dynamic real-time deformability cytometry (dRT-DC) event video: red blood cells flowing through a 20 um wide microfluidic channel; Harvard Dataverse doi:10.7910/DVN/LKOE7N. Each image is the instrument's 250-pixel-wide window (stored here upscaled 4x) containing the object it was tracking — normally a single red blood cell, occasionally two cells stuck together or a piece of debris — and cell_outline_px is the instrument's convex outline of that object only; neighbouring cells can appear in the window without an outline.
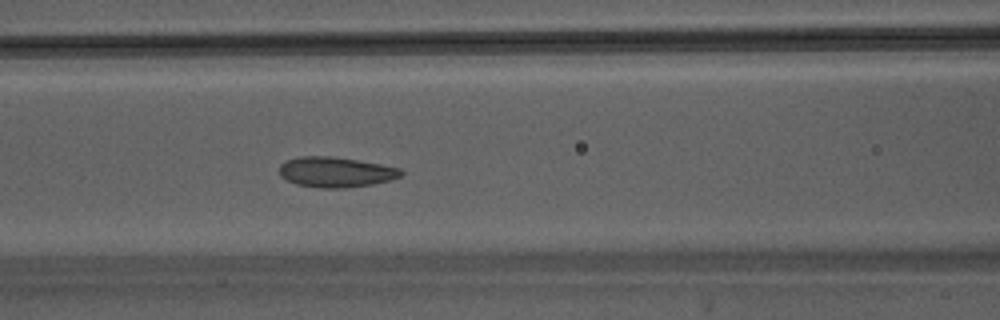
{"species": "Egyptian fruit bat (a non-hibernating species)", "species_latin": "Rousettus aegyptiacus", "temperature_condition": "warm", "stored_images_in_passage": 46, "camera_frame_rate_fps": 3000, "um_per_image_px": 0.085, "animal": {"sex": "male"}, "frame": {"image": 1, "passage_image": 20, "time_ms": 6.333, "image_size_px": [1000, 320], "cell_outline_px": [[404, 172], [400, 176], [388, 180], [372, 184], [344, 188], [320, 188], [296, 184], [280, 176], [280, 164], [284, 160], [296, 156], [332, 156], [380, 164], [400, 168]], "centroid_in_image_um": [28.49, 14.62], "position_along_channel_um": 138.1, "area_um2": 21.44}}
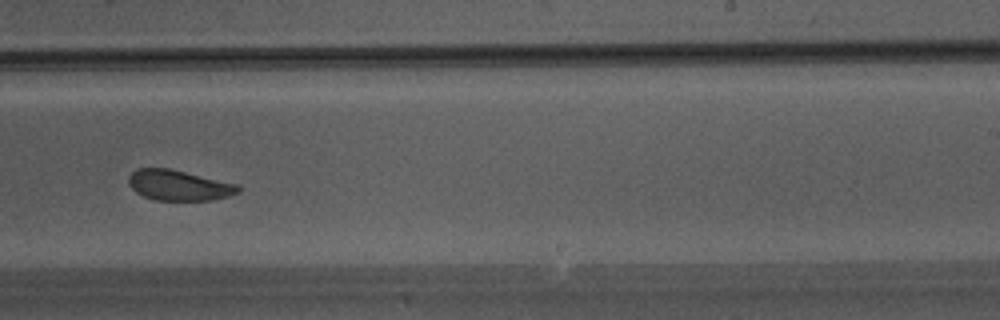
{"frame": {"image": 2, "passage_image": 29, "time_ms": 9.333, "image_size_px": [1000, 320], "cell_outline_px": [[240, 192], [228, 196], [212, 200], [152, 200], [136, 192], [128, 184], [128, 176], [136, 168], [168, 168], [240, 184]], "centroid_in_image_um": [15.21, 15.75], "position_along_channel_um": 273.8, "area_um2": 19.59}}
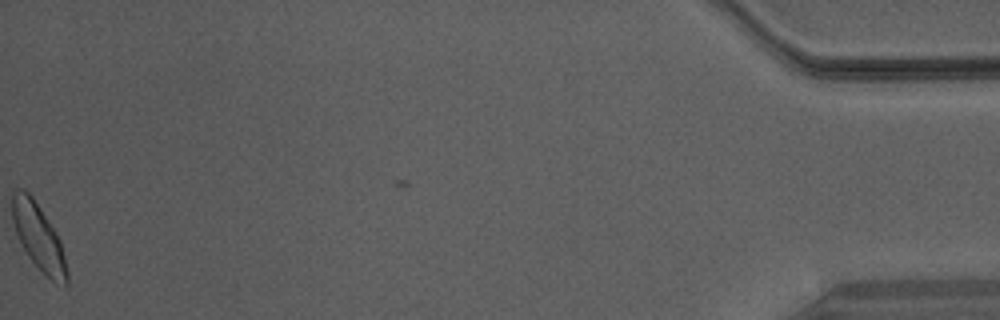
{"frame": {"image": 3, "passage_image": 46, "time_ms": 15.0, "image_size_px": [1000, 320], "cell_outline_px": [[68, 284], [56, 284], [28, 256], [16, 232], [12, 220], [12, 192], [16, 188], [24, 188], [32, 196], [56, 232], [60, 240], [68, 272]], "centroid_in_image_um": [3.27, 20.11], "position_along_channel_um": 431.9, "area_um2": 20.75}}